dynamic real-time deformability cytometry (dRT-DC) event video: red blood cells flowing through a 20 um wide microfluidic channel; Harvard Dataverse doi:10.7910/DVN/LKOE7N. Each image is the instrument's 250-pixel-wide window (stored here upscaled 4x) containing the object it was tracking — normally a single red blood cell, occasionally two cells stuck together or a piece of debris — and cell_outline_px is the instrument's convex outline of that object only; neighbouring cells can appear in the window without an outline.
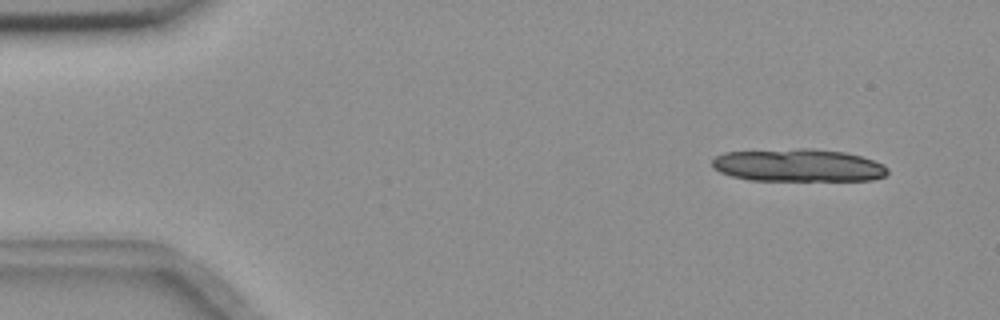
{"species": "common noctule bat (a hibernating species)", "species_latin": "Nyctalus noctula", "temperature_condition": "room temperature", "stored_images_in_passage": 5, "camera_frame_rate_fps": 3000, "um_per_image_px": 0.085, "animal": {"sex": "female", "body_mass_g": 18.4}, "frame": {"image": 1, "passage_image": 1, "time_ms": 0.0, "image_size_px": [1000, 320], "cell_outline_px": [[888, 172], [884, 176], [872, 180], [748, 180], [732, 176], [720, 172], [712, 168], [712, 160], [716, 156], [724, 152], [800, 148], [808, 148], [844, 152], [860, 156], [884, 164], [888, 168]], "centroid_in_image_um": [67.82, 14.05], "position_along_channel_um": 17.2, "area_um2": 33.47}}
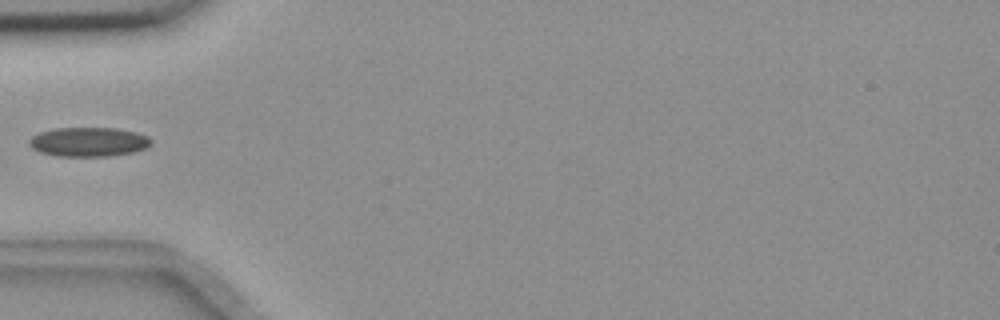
{"frame": {"image": 2, "passage_image": 5, "time_ms": 1.333, "image_size_px": [1000, 320], "cell_outline_px": [[152, 144], [144, 148], [132, 152], [112, 156], [56, 156], [40, 152], [32, 148], [28, 144], [28, 140], [32, 136], [40, 132], [56, 128], [116, 128], [136, 132], [148, 136], [152, 140]], "centroid_in_image_um": [7.52, 12.06], "position_along_channel_um": 77.5, "area_um2": 20.87}}